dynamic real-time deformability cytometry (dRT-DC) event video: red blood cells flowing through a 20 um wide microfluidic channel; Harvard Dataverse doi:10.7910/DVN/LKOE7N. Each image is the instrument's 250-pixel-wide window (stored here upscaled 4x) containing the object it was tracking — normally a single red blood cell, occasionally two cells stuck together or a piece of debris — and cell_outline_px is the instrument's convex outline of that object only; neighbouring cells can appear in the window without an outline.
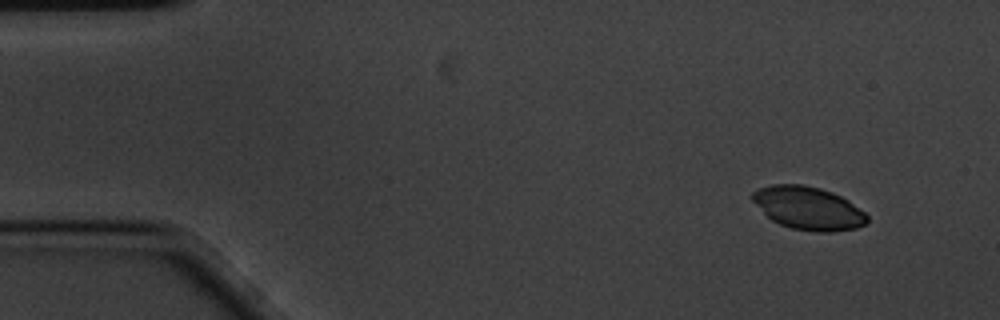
{"species": "common noctule bat (a hibernating species)", "species_latin": "Nyctalus noctula", "temperature_condition": "cold", "stored_images_in_passage": 10, "camera_frame_rate_fps": 3000, "um_per_image_px": 0.085, "animal": {"sex": "male", "body_mass_g": 20.1, "forearm_length_mm": 53.5}, "frame": {"image": 1, "passage_image": 1, "time_ms": 0.0, "image_size_px": [1000, 320], "cell_outline_px": [[868, 224], [856, 228], [832, 232], [816, 232], [792, 228], [780, 224], [772, 220], [752, 200], [752, 192], [760, 188], [772, 184], [804, 184], [820, 188], [832, 192], [848, 200], [864, 212], [868, 216]], "centroid_in_image_um": [68.73, 17.69], "position_along_channel_um": 16.3, "area_um2": 28.67}}